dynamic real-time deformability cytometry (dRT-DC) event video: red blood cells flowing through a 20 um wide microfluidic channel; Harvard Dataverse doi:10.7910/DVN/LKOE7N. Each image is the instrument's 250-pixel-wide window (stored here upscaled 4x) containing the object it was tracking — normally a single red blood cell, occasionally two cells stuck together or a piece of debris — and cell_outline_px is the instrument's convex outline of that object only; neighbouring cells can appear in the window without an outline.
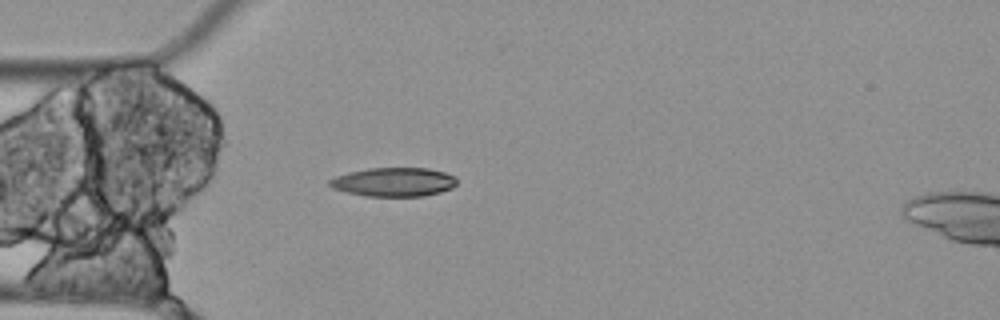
{"species": "Egyptian fruit bat (a non-hibernating species)", "species_latin": "Rousettus aegyptiacus", "temperature_condition": "cold", "stored_images_in_passage": 3, "camera_frame_rate_fps": 3000, "um_per_image_px": 0.085, "animal": {"sex": "female"}, "frame": {"image": 1, "passage_image": 2, "time_ms": 0.333, "image_size_px": [1000, 320], "cell_outline_px": [[456, 184], [452, 188], [440, 192], [424, 196], [364, 196], [332, 188], [328, 184], [328, 180], [336, 176], [348, 172], [368, 168], [428, 168], [444, 172], [456, 176]], "centroid_in_image_um": [33.47, 15.47], "position_along_channel_um": 51.5, "area_um2": 21.5}}